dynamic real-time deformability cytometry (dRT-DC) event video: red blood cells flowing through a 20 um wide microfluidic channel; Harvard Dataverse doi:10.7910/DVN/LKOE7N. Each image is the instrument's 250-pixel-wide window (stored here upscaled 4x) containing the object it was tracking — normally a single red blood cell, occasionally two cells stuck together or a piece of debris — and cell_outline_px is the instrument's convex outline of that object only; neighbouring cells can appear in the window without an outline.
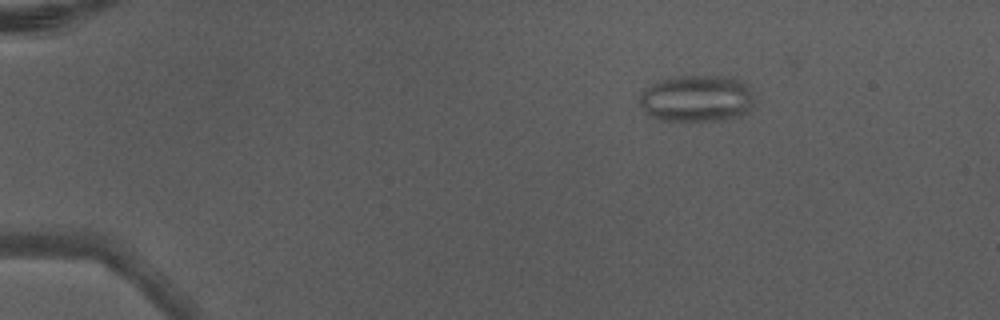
{"species": "Egyptian fruit bat (a non-hibernating species)", "species_latin": "Rousettus aegyptiacus", "temperature_condition": "warm", "stored_images_in_passage": 5, "camera_frame_rate_fps": 3000, "um_per_image_px": 0.085, "animal": {"sex": "male"}, "frame": {"image": 1, "passage_image": 2, "time_ms": 0.333, "image_size_px": [1000, 320], "cell_outline_px": [[752, 108], [748, 112], [740, 116], [724, 120], [688, 124], [684, 124], [660, 120], [652, 116], [640, 104], [640, 96], [652, 84], [668, 76], [728, 76], [740, 80], [752, 88]], "centroid_in_image_um": [59.26, 8.42], "position_along_channel_um": 25.7, "area_um2": 32.19}}